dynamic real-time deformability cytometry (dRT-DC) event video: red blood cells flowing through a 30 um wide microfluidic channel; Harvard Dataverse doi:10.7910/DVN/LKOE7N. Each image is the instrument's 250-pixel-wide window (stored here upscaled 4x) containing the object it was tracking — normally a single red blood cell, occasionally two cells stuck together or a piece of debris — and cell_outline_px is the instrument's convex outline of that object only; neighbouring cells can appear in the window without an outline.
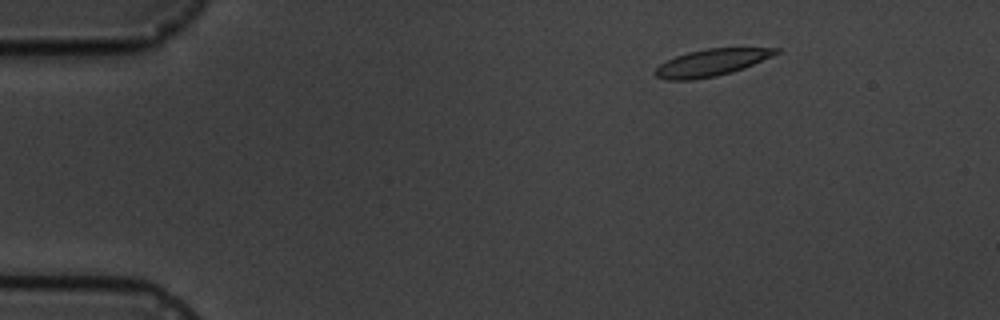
{"species": "common noctule bat (a hibernating species)", "species_latin": "Nyctalus noctula", "temperature_condition": "cold", "stored_images_in_passage": 7, "camera_frame_rate_fps": 3000, "um_per_image_px": 0.085, "animal": {"sex": "male", "body_mass_g": 19.5, "forearm_length_mm": 54.6}, "frame": {"image": 1, "passage_image": 2, "time_ms": 1.0, "image_size_px": [1000, 320], "cell_outline_px": [[780, 52], [772, 56], [744, 68], [732, 72], [716, 76], [692, 80], [668, 80], [656, 76], [652, 72], [660, 64], [676, 56], [688, 52], [708, 48], [780, 48]], "centroid_in_image_um": [60.46, 5.32], "position_along_channel_um": 24.5, "area_um2": 18.84}}
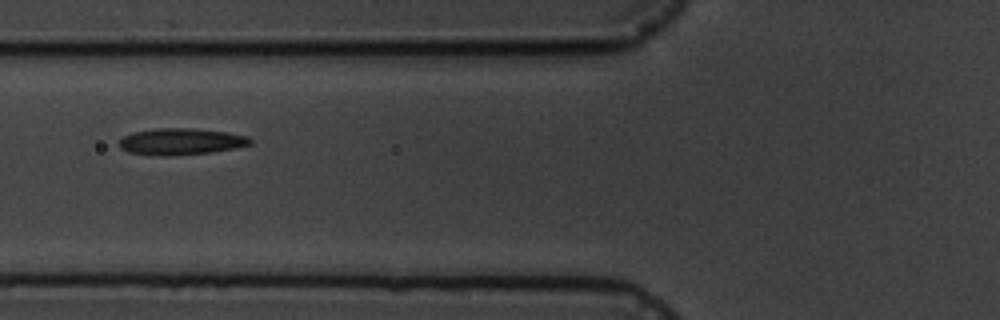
{"frame": {"image": 2, "passage_image": 6, "time_ms": 5.667, "image_size_px": [1000, 320], "cell_outline_px": [[252, 144], [236, 148], [212, 152], [164, 156], [160, 156], [128, 152], [120, 148], [120, 140], [124, 136], [132, 132], [160, 128], [196, 128], [228, 132], [248, 136], [252, 140]], "centroid_in_image_um": [15.42, 12.03], "position_along_channel_um": 110.4, "area_um2": 20.35}}
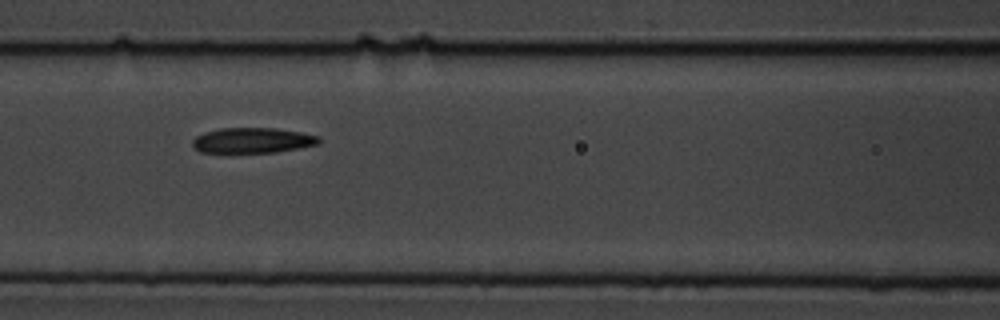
{"frame": {"image": 3, "passage_image": 7, "time_ms": 6.667, "image_size_px": [1000, 320], "cell_outline_px": [[320, 144], [300, 148], [276, 152], [200, 152], [192, 144], [192, 140], [196, 136], [204, 132], [220, 128], [276, 128], [300, 132], [320, 136]], "centroid_in_image_um": [21.5, 11.92], "position_along_channel_um": 145.1, "area_um2": 18.67}}